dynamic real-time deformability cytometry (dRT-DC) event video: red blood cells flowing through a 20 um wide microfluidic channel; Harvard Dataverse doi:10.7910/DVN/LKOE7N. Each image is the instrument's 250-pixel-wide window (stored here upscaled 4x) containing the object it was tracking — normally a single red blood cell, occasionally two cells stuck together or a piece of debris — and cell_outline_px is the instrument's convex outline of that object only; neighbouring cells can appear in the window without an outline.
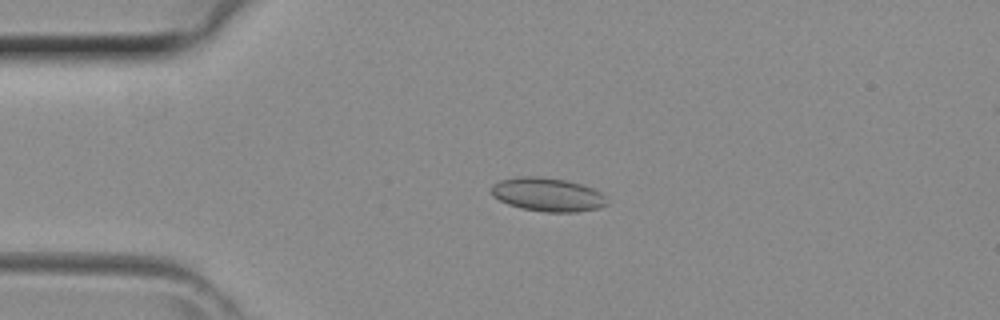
{"species": "common noctule bat (a hibernating species)", "species_latin": "Nyctalus noctula", "temperature_condition": "room temperature", "stored_images_in_passage": 42, "camera_frame_rate_fps": 3000, "um_per_image_px": 0.085, "animal": {"sex": "female", "body_mass_g": 29.2, "forearm_length_mm": 56.3}, "frame": {"image": 1, "passage_image": 9, "time_ms": 2.667, "image_size_px": [1000, 320], "cell_outline_px": [[608, 204], [596, 208], [576, 212], [544, 212], [520, 208], [508, 204], [492, 196], [492, 184], [500, 180], [516, 176], [540, 176], [564, 180], [580, 184], [592, 188], [600, 192], [608, 200]], "centroid_in_image_um": [46.52, 16.53], "position_along_channel_um": 38.5, "area_um2": 22.66}}
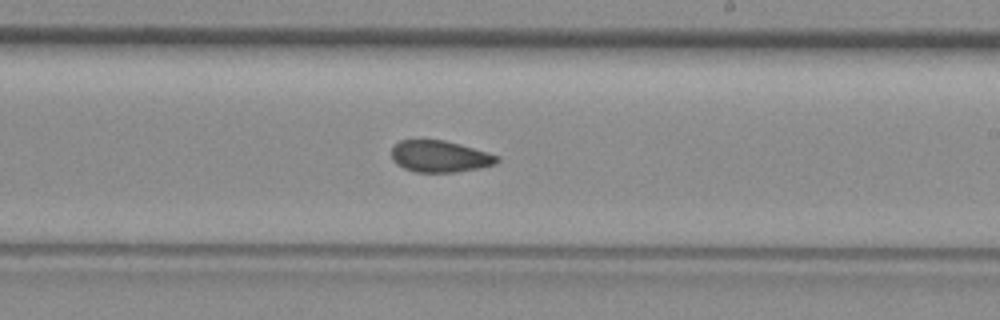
{"frame": {"image": 2, "passage_image": 24, "time_ms": 7.667, "image_size_px": [1000, 320], "cell_outline_px": [[500, 160], [496, 164], [480, 168], [456, 172], [416, 172], [404, 168], [396, 164], [392, 160], [392, 148], [400, 140], [444, 140], [460, 144], [488, 152], [500, 156]], "centroid_in_image_um": [37.41, 13.3], "position_along_channel_um": 251.6, "area_um2": 19.54}}
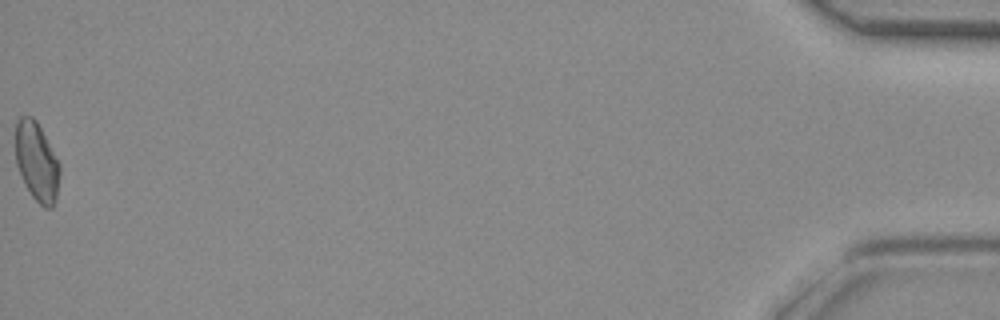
{"frame": {"image": 3, "passage_image": 42, "time_ms": 13.667, "image_size_px": [1000, 320], "cell_outline_px": [[60, 172], [56, 200], [52, 208], [44, 208], [32, 196], [24, 184], [16, 164], [16, 120], [20, 116], [32, 116], [36, 120], [60, 164]], "centroid_in_image_um": [3.12, 13.76], "position_along_channel_um": 432.1, "area_um2": 20.35}}